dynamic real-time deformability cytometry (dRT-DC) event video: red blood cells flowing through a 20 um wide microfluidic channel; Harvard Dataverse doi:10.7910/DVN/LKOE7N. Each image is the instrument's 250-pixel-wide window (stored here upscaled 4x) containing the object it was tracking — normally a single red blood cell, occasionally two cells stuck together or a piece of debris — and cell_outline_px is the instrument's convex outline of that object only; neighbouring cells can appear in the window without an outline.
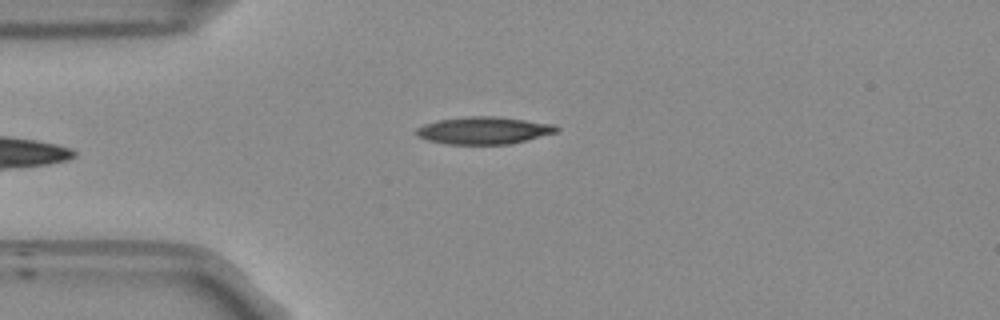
{"species": "Egyptian fruit bat (a non-hibernating species)", "species_latin": "Rousettus aegyptiacus", "temperature_condition": "room temperature", "stored_images_in_passage": 9, "camera_frame_rate_fps": 3000, "um_per_image_px": 0.085, "frame": {"image": 1, "passage_image": 1, "time_ms": 0.0, "image_size_px": [1000, 320], "cell_outline_px": [[560, 128], [556, 132], [508, 144], [444, 144], [428, 140], [416, 136], [416, 128], [424, 124], [440, 120], [468, 116], [496, 116], [556, 124]], "centroid_in_image_um": [41.1, 11.08], "position_along_channel_um": 43.9, "area_um2": 22.2}}
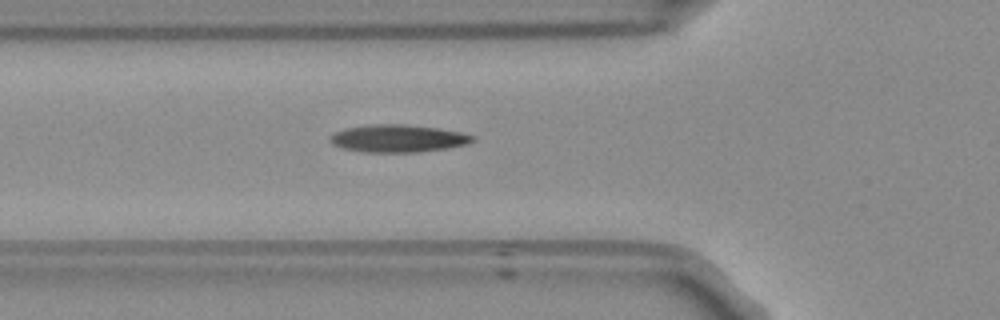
{"frame": {"image": 2, "passage_image": 6, "time_ms": 1.667, "image_size_px": [1000, 320], "cell_outline_px": [[476, 140], [464, 144], [448, 148], [416, 152], [364, 152], [344, 148], [332, 144], [328, 140], [336, 132], [348, 128], [372, 124], [404, 124], [436, 128], [460, 132], [476, 136]], "centroid_in_image_um": [33.85, 11.77], "position_along_channel_um": 91.9, "area_um2": 22.6}}